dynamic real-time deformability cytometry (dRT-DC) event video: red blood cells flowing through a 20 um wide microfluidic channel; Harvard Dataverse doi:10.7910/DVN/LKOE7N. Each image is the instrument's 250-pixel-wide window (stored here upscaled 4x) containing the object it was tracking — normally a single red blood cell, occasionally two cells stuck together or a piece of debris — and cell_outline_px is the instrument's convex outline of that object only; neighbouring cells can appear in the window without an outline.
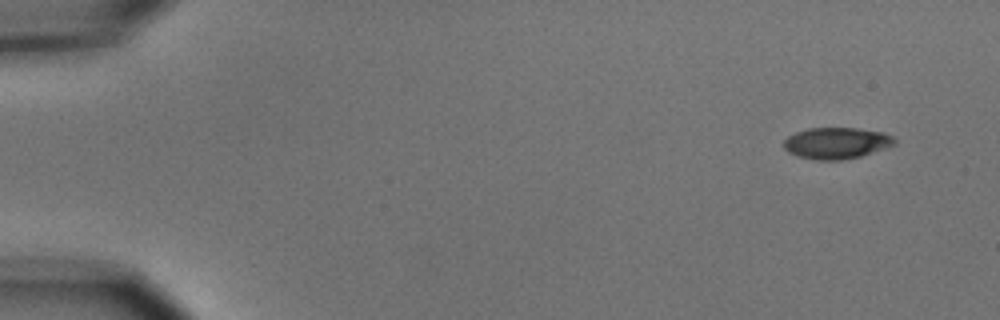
{"species": "common noctule bat (a hibernating species)", "species_latin": "Nyctalus noctula", "temperature_condition": "cold", "stored_images_in_passage": 4, "camera_frame_rate_fps": 3000, "um_per_image_px": 0.085, "animal": {"sex": "male", "body_mass_g": 15.6}, "frame": {"image": 1, "passage_image": 1, "time_ms": 0.0, "image_size_px": [1000, 320], "cell_outline_px": [[896, 144], [860, 156], [840, 160], [816, 160], [800, 156], [788, 152], [784, 148], [784, 140], [788, 136], [796, 132], [808, 128], [856, 128], [884, 132], [892, 136], [896, 140]], "centroid_in_image_um": [71.1, 12.15], "position_along_channel_um": 13.9, "area_um2": 20.11}}
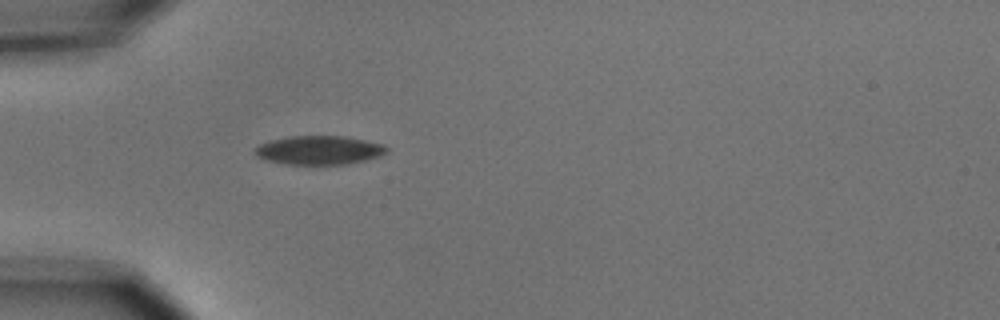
{"frame": {"image": 2, "passage_image": 4, "time_ms": 4.333, "image_size_px": [1000, 320], "cell_outline_px": [[388, 152], [380, 156], [364, 160], [344, 164], [284, 164], [268, 160], [256, 156], [252, 148], [260, 144], [272, 140], [288, 136], [344, 136], [384, 144], [388, 148]], "centroid_in_image_um": [27.11, 12.76], "position_along_channel_um": 57.9, "area_um2": 22.08}}